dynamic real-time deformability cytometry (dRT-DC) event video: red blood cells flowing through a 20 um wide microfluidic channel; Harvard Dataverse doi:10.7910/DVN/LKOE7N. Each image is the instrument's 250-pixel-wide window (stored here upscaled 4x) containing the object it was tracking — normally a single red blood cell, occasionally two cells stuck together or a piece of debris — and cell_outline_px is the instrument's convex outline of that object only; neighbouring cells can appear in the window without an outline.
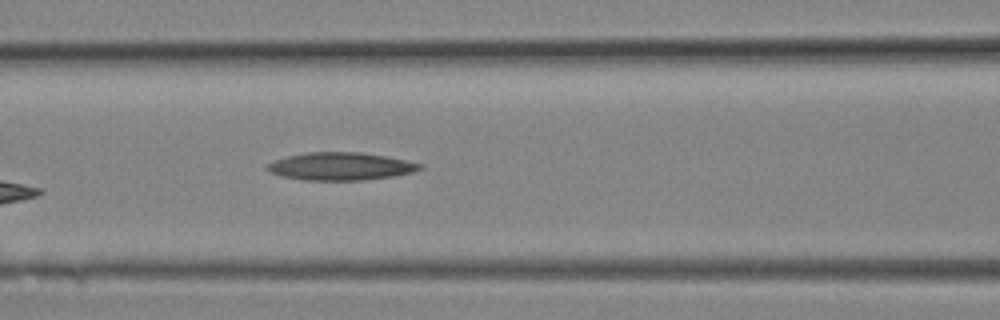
{"species": "Egyptian fruit bat (a non-hibernating species)", "species_latin": "Rousettus aegyptiacus", "temperature_condition": "room temperature", "stored_images_in_passage": 8, "camera_frame_rate_fps": 3000, "um_per_image_px": 0.085, "animal": {"sex": "female"}, "frame": {"image": 1, "passage_image": 8, "time_ms": 2.333, "image_size_px": [1000, 320], "cell_outline_px": [[424, 168], [412, 172], [392, 176], [364, 180], [304, 180], [280, 176], [264, 168], [268, 164], [276, 160], [288, 156], [308, 152], [360, 152], [384, 156], [424, 164]], "centroid_in_image_um": [28.96, 14.14], "position_along_channel_um": 137.6, "area_um2": 24.51}}